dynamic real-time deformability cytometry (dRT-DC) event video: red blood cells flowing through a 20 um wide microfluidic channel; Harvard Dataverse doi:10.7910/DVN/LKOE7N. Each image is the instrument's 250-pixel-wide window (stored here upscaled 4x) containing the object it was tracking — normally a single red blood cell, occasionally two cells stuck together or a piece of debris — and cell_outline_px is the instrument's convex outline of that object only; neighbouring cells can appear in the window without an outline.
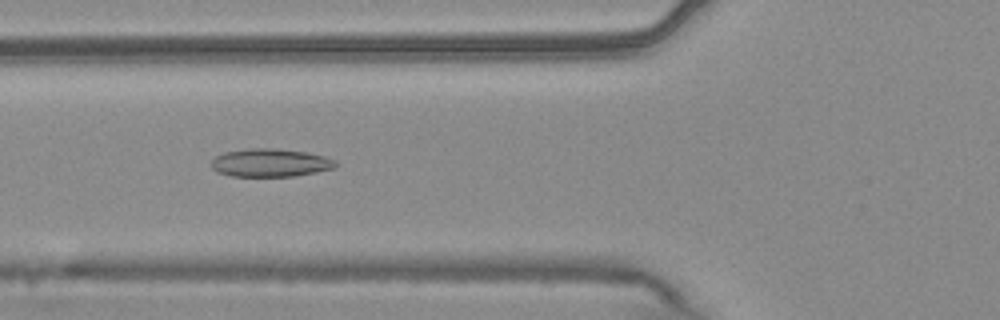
{"species": "common noctule bat (a hibernating species)", "species_latin": "Nyctalus noctula", "temperature_condition": "warm", "stored_images_in_passage": 54, "camera_frame_rate_fps": 3000, "um_per_image_px": 0.085, "animal": {"sex": "male", "body_mass_g": 20.4}, "frame": {"image": 1, "passage_image": 20, "time_ms": 6.333, "image_size_px": [1000, 320], "cell_outline_px": [[340, 164], [336, 168], [296, 176], [232, 176], [216, 172], [212, 168], [212, 160], [216, 156], [224, 152], [248, 148], [272, 148], [308, 152], [324, 156], [336, 160]], "centroid_in_image_um": [23.02, 13.83], "position_along_channel_um": 102.8, "area_um2": 20.58}}
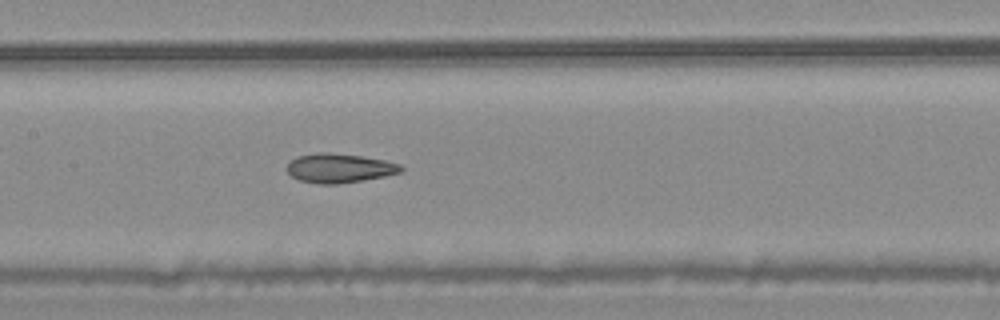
{"frame": {"image": 2, "passage_image": 26, "time_ms": 8.333, "image_size_px": [1000, 320], "cell_outline_px": [[404, 168], [400, 172], [384, 176], [364, 180], [336, 184], [320, 184], [300, 180], [292, 176], [284, 168], [296, 156], [320, 152], [328, 152], [360, 156], [384, 160], [400, 164]], "centroid_in_image_um": [28.82, 14.29], "position_along_channel_um": 178.6, "area_um2": 19.31}}
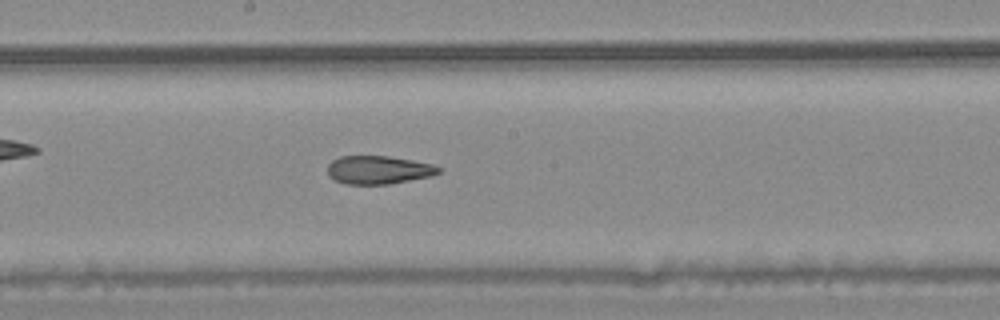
{"frame": {"image": 3, "passage_image": 29, "time_ms": 9.333, "image_size_px": [1000, 320], "cell_outline_px": [[440, 172], [432, 176], [388, 184], [344, 184], [328, 176], [328, 164], [332, 160], [340, 156], [388, 156], [412, 160], [432, 164], [440, 168]], "centroid_in_image_um": [32.15, 14.44], "position_along_channel_um": 216.0, "area_um2": 18.26}, "authors_computed_cell_mechanics": {"area_um2": 20.6346, "velocity_mm_per_s": 3.7695, "shape_relaxation_time_tau1_ms": null, "shape_relaxation_time_tau2_ms": 4.5068, "deformation_change_tau1": null, "deformation_change_tau2": 0.1361}}